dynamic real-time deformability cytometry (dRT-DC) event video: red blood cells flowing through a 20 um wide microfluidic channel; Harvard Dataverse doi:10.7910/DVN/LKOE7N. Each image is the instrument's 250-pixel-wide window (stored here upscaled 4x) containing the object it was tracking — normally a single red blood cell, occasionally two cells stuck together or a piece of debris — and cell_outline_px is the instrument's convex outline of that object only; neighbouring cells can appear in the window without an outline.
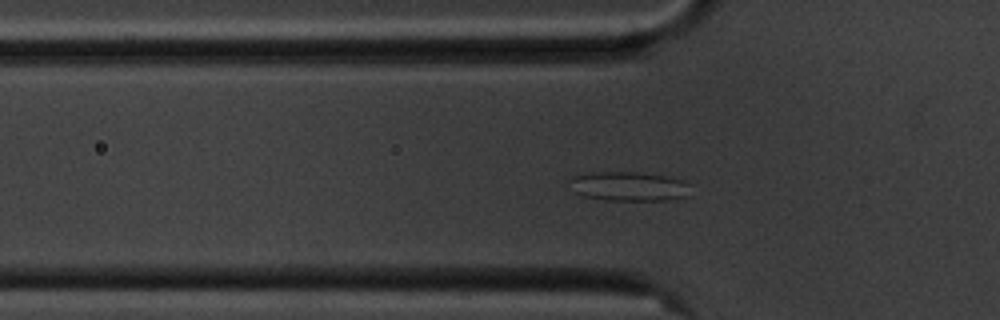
{"species": "common noctule bat (a hibernating species)", "species_latin": "Nyctalus noctula", "temperature_condition": "cold", "stored_images_in_passage": 51, "camera_frame_rate_fps": 3000, "um_per_image_px": 0.085, "animal": {"sex": "male", "body_mass_g": 20.1, "forearm_length_mm": 53.5}, "frame": {"image": 1, "passage_image": 11, "time_ms": 3.333, "image_size_px": [1000, 320], "cell_outline_px": [[688, 184], [684, 196], [668, 200], [608, 200], [584, 196], [576, 192], [572, 180], [572, 176], [588, 172], [636, 172], [668, 176], [684, 180]], "centroid_in_image_um": [53.45, 15.82], "position_along_channel_um": 72.3, "area_um2": 20.17}}
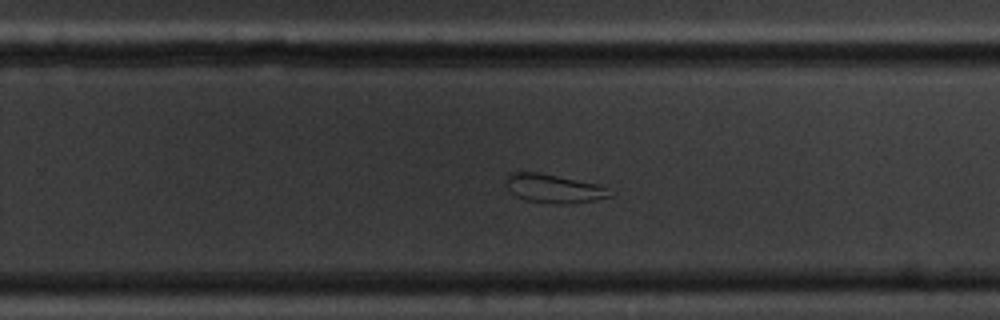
{"frame": {"image": 2, "passage_image": 29, "time_ms": 9.333, "image_size_px": [1000, 320], "cell_outline_px": [[616, 192], [612, 196], [596, 200], [568, 204], [556, 204], [524, 200], [516, 196], [504, 184], [504, 180], [508, 172], [540, 172], [600, 184]], "centroid_in_image_um": [47.1, 16.02], "position_along_channel_um": 282.7, "area_um2": 17.92}}
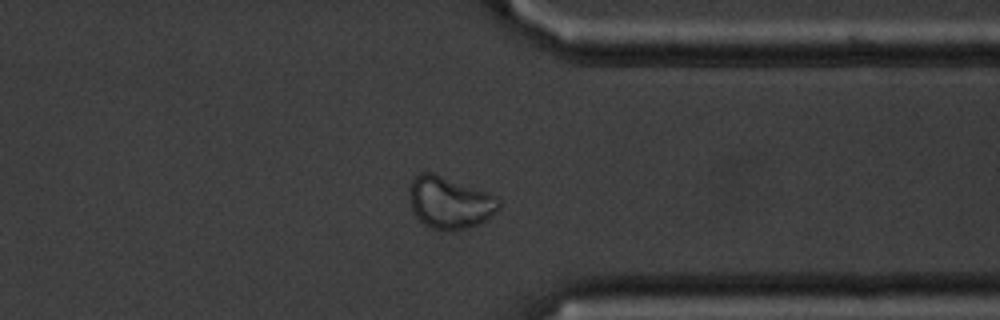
{"frame": {"image": 3, "passage_image": 37, "time_ms": 12.0, "image_size_px": [1000, 320], "cell_outline_px": [[500, 208], [496, 212], [480, 224], [468, 228], [452, 232], [444, 232], [432, 228], [424, 224], [416, 216], [412, 208], [408, 196], [408, 192], [412, 180], [420, 172], [432, 172], [488, 192], [496, 196], [500, 200]], "centroid_in_image_um": [38.23, 17.24], "position_along_channel_um": 373.2, "area_um2": 27.51}, "authors_computed_cell_mechanics": {"area_um2": 24.276, "velocity_mm_per_s": 3.5031, "shape_relaxation_time_tau1_ms": null, "shape_relaxation_time_tau2_ms": 2.0619, "deformation_change_tau1": null, "deformation_change_tau2": 0.0853}}